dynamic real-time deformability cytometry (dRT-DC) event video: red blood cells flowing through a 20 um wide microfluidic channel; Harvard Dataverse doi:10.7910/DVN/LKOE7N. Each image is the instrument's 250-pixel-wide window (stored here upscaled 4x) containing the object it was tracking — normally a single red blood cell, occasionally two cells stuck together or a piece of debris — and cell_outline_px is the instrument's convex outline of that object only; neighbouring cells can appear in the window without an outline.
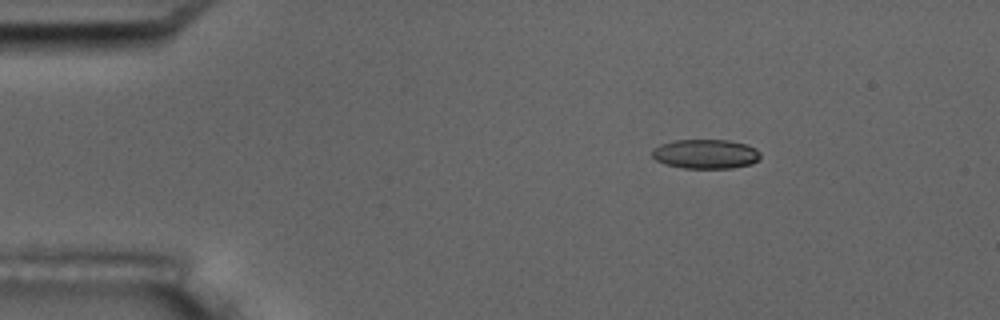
{"species": "common noctule bat (a hibernating species)", "species_latin": "Nyctalus noctula", "temperature_condition": "room temperature", "stored_images_in_passage": 6, "segment_of_instrument_passage": [2, 2], "camera_frame_rate_fps": 3000, "um_per_image_px": 0.085, "animal": {"sex": "male", "body_mass_g": 17.5, "forearm_length_mm": 52.3}, "frame": {"image": 1, "passage_image": 6, "time_ms": 6.667, "image_size_px": [1000, 320], "cell_outline_px": [[760, 160], [752, 164], [732, 168], [684, 168], [664, 164], [656, 160], [652, 156], [652, 148], [660, 144], [672, 140], [728, 140], [744, 144], [756, 148], [760, 152]], "centroid_in_image_um": [59.97, 13.09], "position_along_channel_um": 25.0, "area_um2": 18.73}}